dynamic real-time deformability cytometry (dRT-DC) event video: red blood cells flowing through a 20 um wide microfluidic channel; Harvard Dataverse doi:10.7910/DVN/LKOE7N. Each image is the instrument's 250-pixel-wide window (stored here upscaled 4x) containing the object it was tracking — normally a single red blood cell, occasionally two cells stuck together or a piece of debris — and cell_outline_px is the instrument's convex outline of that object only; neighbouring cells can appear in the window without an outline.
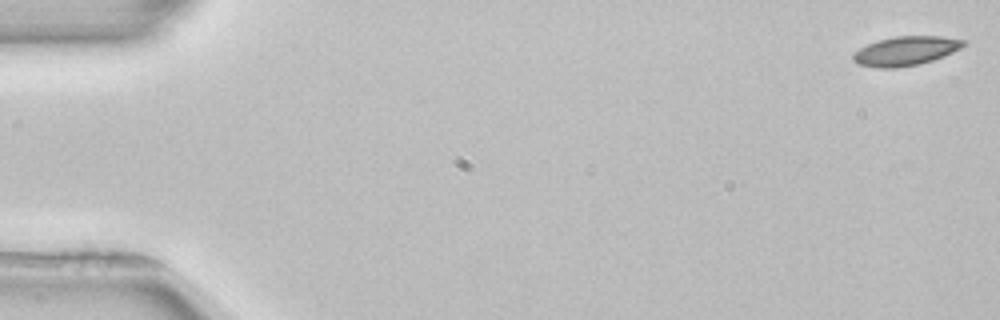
{"species": "common noctule bat (a hibernating species)", "species_latin": "Nyctalus noctula", "temperature_condition": "room temperature", "stored_images_in_passage": 53, "camera_frame_rate_fps": 3000, "um_per_image_px": 0.085, "animal": {"sex": "female", "body_mass_g": 22.7, "forearm_length_mm": 54.2}, "frame": {"image": 1, "passage_image": 1, "time_ms": 0.0, "image_size_px": [1000, 320], "cell_outline_px": [[964, 44], [960, 48], [952, 52], [932, 60], [920, 64], [896, 68], [876, 68], [856, 64], [852, 60], [852, 56], [860, 48], [868, 44], [880, 40], [896, 36], [940, 36], [964, 40]], "centroid_in_image_um": [76.94, 4.34], "position_along_channel_um": 8.1, "area_um2": 18.55}}
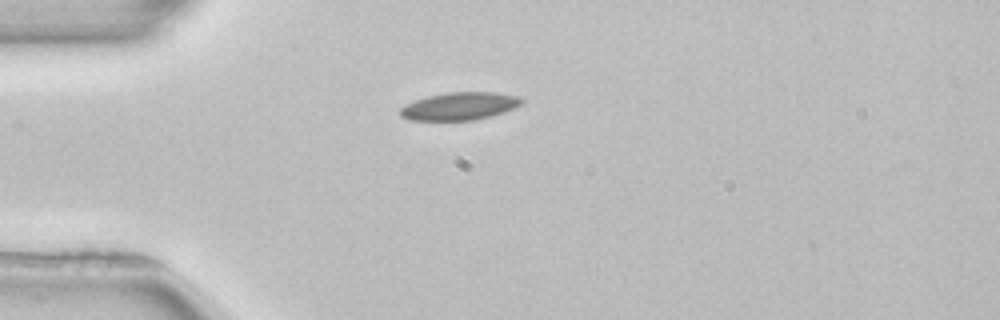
{"frame": {"image": 2, "passage_image": 14, "time_ms": 4.333, "image_size_px": [1000, 320], "cell_outline_px": [[524, 100], [520, 104], [512, 108], [488, 116], [472, 120], [408, 120], [400, 116], [400, 108], [416, 100], [428, 96], [448, 92], [496, 92], [520, 96]], "centroid_in_image_um": [39.05, 9.01], "position_along_channel_um": 46.0, "area_um2": 19.31}}
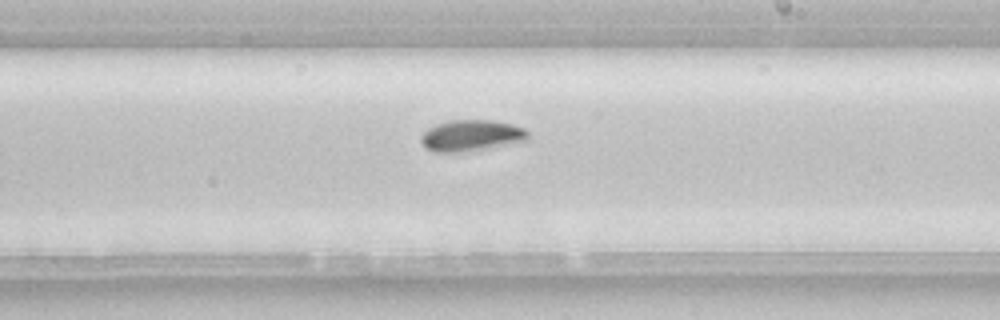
{"frame": {"image": 3, "passage_image": 31, "time_ms": 10.0, "image_size_px": [1000, 320], "cell_outline_px": [[528, 136], [524, 140], [488, 148], [464, 152], [432, 152], [424, 148], [420, 144], [420, 136], [428, 128], [436, 124], [448, 120], [492, 120], [512, 124], [524, 128], [528, 132]], "centroid_in_image_um": [39.97, 11.52], "position_along_channel_um": 249.0, "area_um2": 19.54}, "authors_computed_cell_mechanics": {"area_um2": 18.5538, "velocity_mm_per_s": 3.9139, "shape_relaxation_time_tau1_ms": 9.2177, "shape_relaxation_time_tau2_ms": null, "deformation_change_tau1": 0.1524, "deformation_change_tau2": null}}